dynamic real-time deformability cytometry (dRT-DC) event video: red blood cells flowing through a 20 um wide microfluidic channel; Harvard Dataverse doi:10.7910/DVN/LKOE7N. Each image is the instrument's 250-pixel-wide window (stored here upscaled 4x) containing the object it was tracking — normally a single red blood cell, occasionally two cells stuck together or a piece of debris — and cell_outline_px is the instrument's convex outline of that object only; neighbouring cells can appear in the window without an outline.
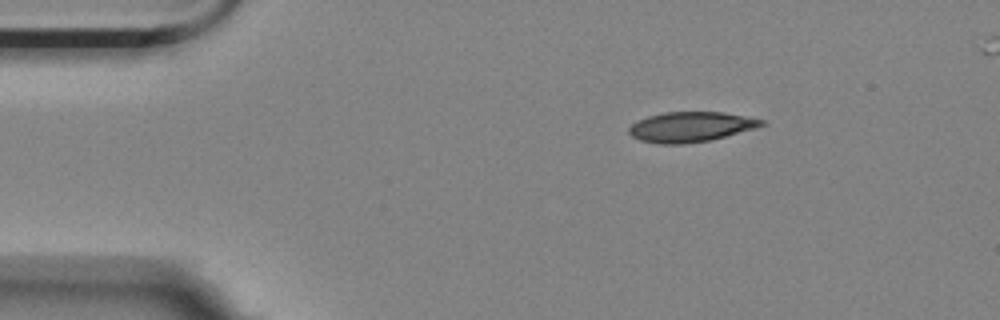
{"species": "Egyptian fruit bat (a non-hibernating species)", "species_latin": "Rousettus aegyptiacus", "temperature_condition": "room temperature", "stored_images_in_passage": 47, "camera_frame_rate_fps": 3000, "um_per_image_px": 0.085, "animal": {"sex": "female"}, "frame": {"image": 1, "passage_image": 1, "time_ms": 0.0, "image_size_px": [1000, 320], "cell_outline_px": [[768, 124], [756, 128], [708, 140], [684, 144], [660, 144], [640, 140], [632, 136], [628, 132], [628, 128], [636, 120], [648, 116], [664, 112], [720, 112], [768, 120]], "centroid_in_image_um": [58.71, 10.78], "position_along_channel_um": 26.3, "area_um2": 23.24}}
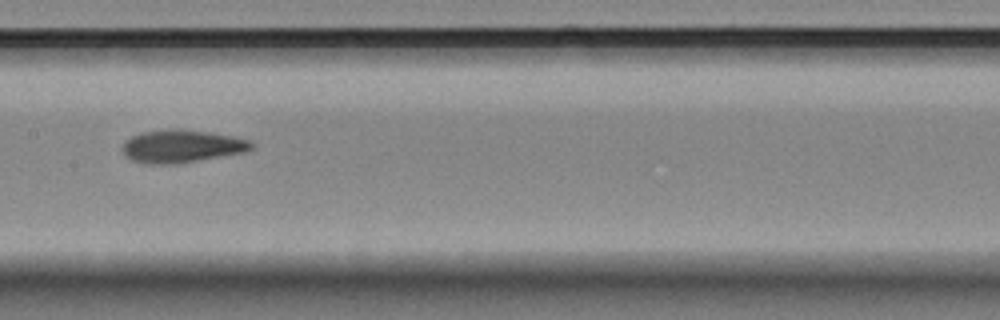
{"frame": {"image": 2, "passage_image": 20, "time_ms": 6.333, "image_size_px": [1000, 320], "cell_outline_px": [[256, 144], [252, 148], [244, 152], [176, 164], [144, 164], [132, 160], [124, 156], [124, 140], [140, 132], [168, 128], [180, 128], [208, 132], [232, 136], [248, 140]], "centroid_in_image_um": [15.41, 12.42], "position_along_channel_um": 192.0, "area_um2": 24.8}}
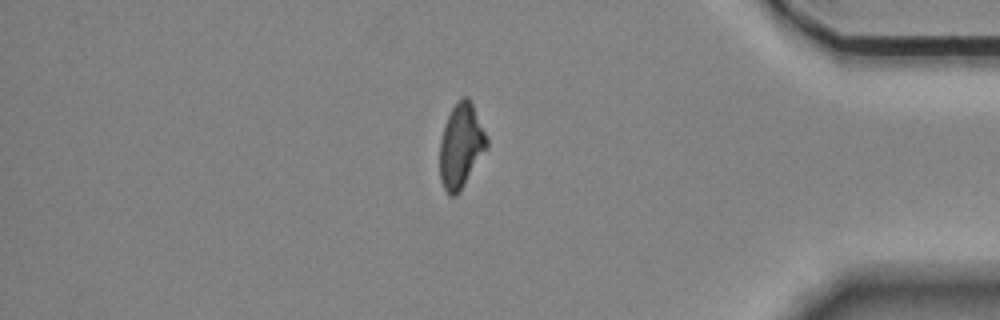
{"frame": {"image": 3, "passage_image": 40, "time_ms": 13.0, "image_size_px": [1000, 320], "cell_outline_px": [[488, 148], [456, 196], [448, 196], [440, 180], [440, 140], [444, 124], [452, 108], [464, 96], [468, 96], [488, 136]], "centroid_in_image_um": [39.19, 12.41], "position_along_channel_um": 396.0, "area_um2": 23.06}}